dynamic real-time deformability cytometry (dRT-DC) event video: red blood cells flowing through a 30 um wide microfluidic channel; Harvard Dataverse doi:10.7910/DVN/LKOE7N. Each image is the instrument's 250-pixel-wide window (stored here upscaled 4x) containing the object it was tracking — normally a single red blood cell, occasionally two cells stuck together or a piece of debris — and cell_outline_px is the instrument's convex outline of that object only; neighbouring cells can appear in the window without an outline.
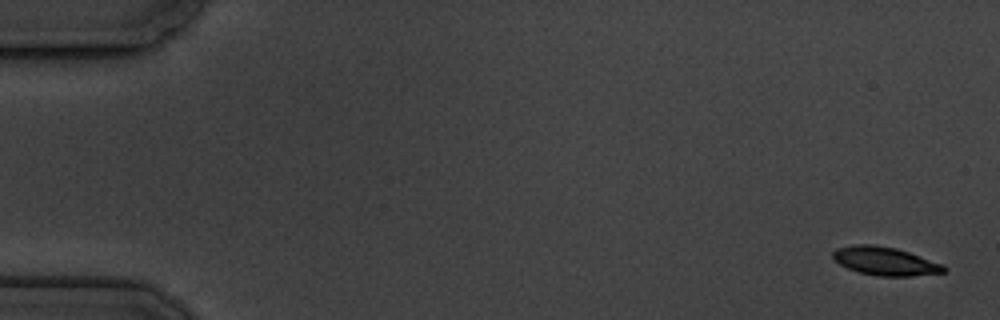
{"species": "common noctule bat (a hibernating species)", "species_latin": "Nyctalus noctula", "temperature_condition": "cold", "stored_images_in_passage": 15, "camera_frame_rate_fps": 3000, "um_per_image_px": 0.085, "animal": {"sex": "male", "body_mass_g": 19.5, "forearm_length_mm": 54.6}, "frame": {"image": 1, "passage_image": 1, "time_ms": 0.0, "image_size_px": [1000, 320], "cell_outline_px": [[948, 268], [944, 272], [912, 276], [876, 276], [860, 272], [848, 268], [832, 260], [832, 252], [836, 248], [856, 244], [872, 244], [896, 248], [944, 264]], "centroid_in_image_um": [75.22, 22.19], "position_along_channel_um": 9.8, "area_um2": 18.44}}
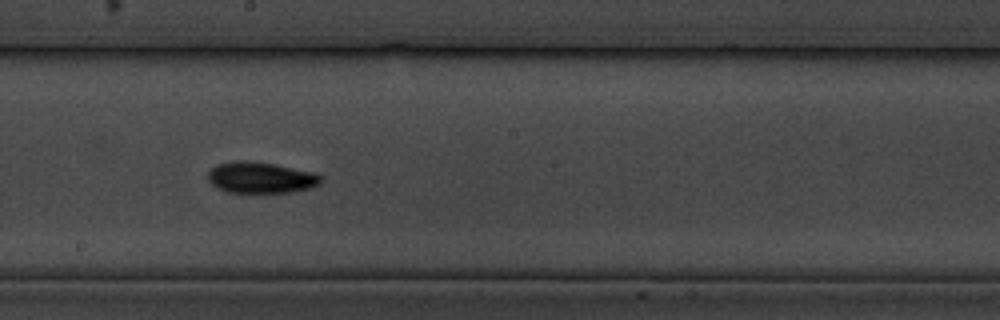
{"frame": {"image": 2, "passage_image": 9, "time_ms": 10.333, "image_size_px": [1000, 320], "cell_outline_px": [[324, 180], [320, 184], [312, 188], [296, 192], [224, 192], [216, 188], [208, 180], [208, 172], [216, 164], [240, 160], [244, 160], [272, 164], [316, 172]], "centroid_in_image_um": [22.19, 15.1], "position_along_channel_um": 226.0, "area_um2": 20.69}}
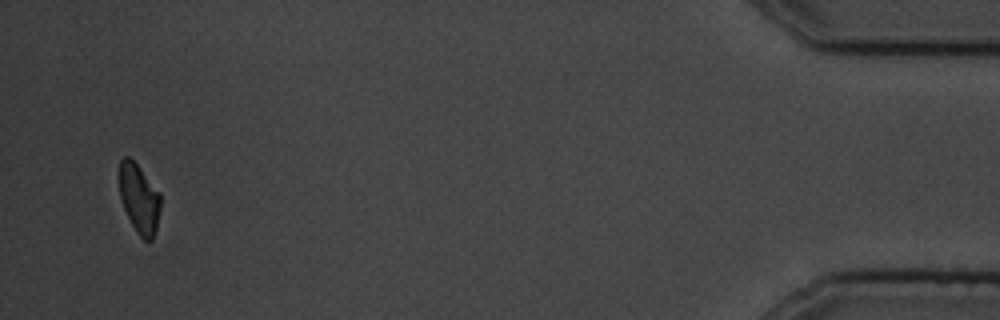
{"frame": {"image": 3, "passage_image": 15, "time_ms": 18.333, "image_size_px": [1000, 320], "cell_outline_px": [[160, 208], [156, 228], [152, 240], [144, 240], [136, 232], [124, 208], [120, 196], [120, 160], [124, 156], [128, 156], [140, 168], [160, 192]], "centroid_in_image_um": [11.84, 16.88], "position_along_channel_um": 423.4, "area_um2": 16.36}, "authors_computed_cell_mechanics": {"area_um2": 19.1318, "velocity_mm_per_s": 3.4347, "shape_relaxation_time_tau1_ms": 4.4281, "shape_relaxation_time_tau2_ms": 4.6349, "deformation_change_tau1": 0.0993, "deformation_change_tau2": 0.0725}}